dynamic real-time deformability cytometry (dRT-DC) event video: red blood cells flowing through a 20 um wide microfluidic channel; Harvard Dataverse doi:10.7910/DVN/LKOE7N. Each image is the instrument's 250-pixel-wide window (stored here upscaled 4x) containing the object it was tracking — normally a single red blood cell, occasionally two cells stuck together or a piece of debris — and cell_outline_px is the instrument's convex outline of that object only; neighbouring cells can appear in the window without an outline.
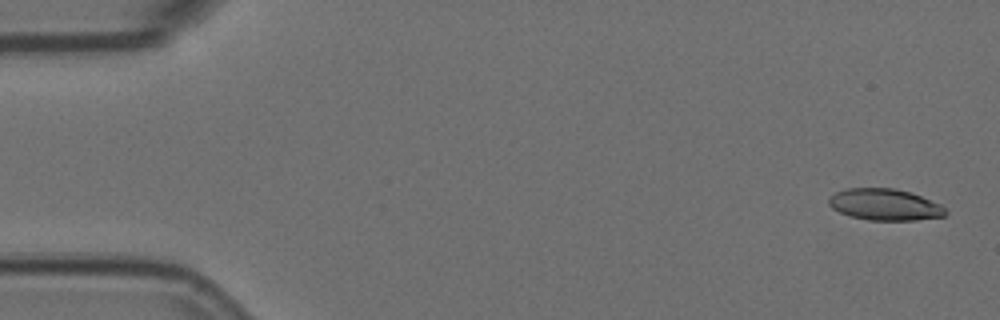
{"species": "Egyptian fruit bat (a non-hibernating species)", "species_latin": "Rousettus aegyptiacus", "temperature_condition": "room temperature", "stored_images_in_passage": 5, "camera_frame_rate_fps": 3000, "um_per_image_px": 0.085, "animal": {"sex": "female"}, "frame": {"image": 1, "passage_image": 1, "time_ms": 0.0, "image_size_px": [1000, 320], "cell_outline_px": [[948, 212], [944, 216], [916, 220], [868, 220], [852, 216], [840, 212], [832, 208], [828, 204], [828, 196], [844, 188], [892, 188], [912, 192], [940, 204]], "centroid_in_image_um": [75.19, 17.38], "position_along_channel_um": 9.8, "area_um2": 21.5}}
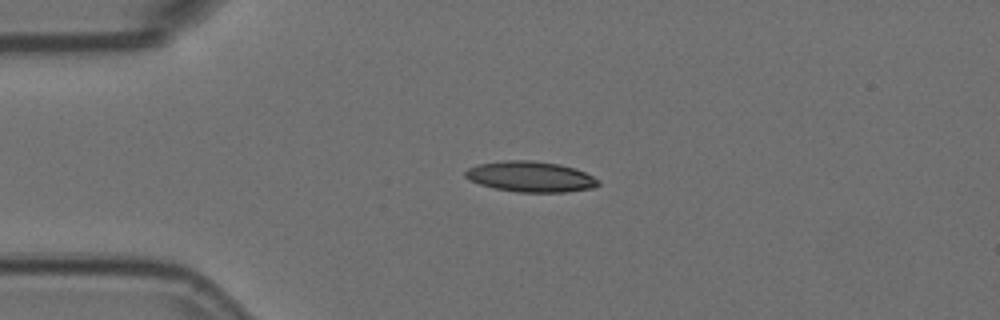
{"frame": {"image": 2, "passage_image": 4, "time_ms": 1.0, "image_size_px": [1000, 320], "cell_outline_px": [[600, 184], [592, 188], [564, 192], [516, 192], [496, 188], [480, 184], [468, 180], [464, 176], [464, 172], [468, 168], [476, 164], [504, 160], [536, 160], [560, 164], [576, 168], [600, 180]], "centroid_in_image_um": [45.08, 15.0], "position_along_channel_um": 39.9, "area_um2": 23.93}}